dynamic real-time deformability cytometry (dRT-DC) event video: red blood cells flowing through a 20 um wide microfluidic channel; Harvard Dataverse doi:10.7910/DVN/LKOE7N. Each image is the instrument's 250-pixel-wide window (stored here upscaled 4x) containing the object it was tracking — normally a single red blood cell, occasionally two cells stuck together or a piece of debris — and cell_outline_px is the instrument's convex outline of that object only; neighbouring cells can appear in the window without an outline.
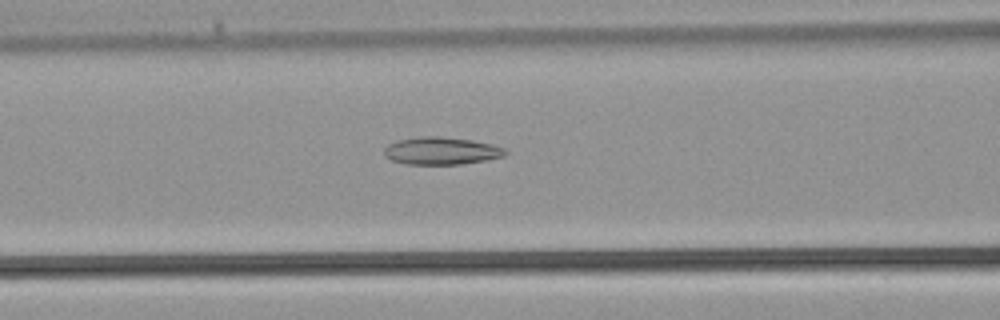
{"species": "common noctule bat (a hibernating species)", "species_latin": "Nyctalus noctula", "temperature_condition": "warm", "stored_images_in_passage": 38, "camera_frame_rate_fps": 3000, "um_per_image_px": 0.085, "animal": {"sex": "male", "body_mass_g": 21.5, "forearm_length_mm": 52.0}, "frame": {"image": 1, "passage_image": 15, "time_ms": 4.667, "image_size_px": [1000, 320], "cell_outline_px": [[508, 152], [504, 156], [488, 160], [460, 164], [408, 164], [392, 160], [384, 156], [384, 148], [388, 144], [396, 140], [420, 136], [440, 136], [472, 140], [492, 144], [504, 148]], "centroid_in_image_um": [37.51, 12.81], "position_along_channel_um": 129.1, "area_um2": 19.54}}
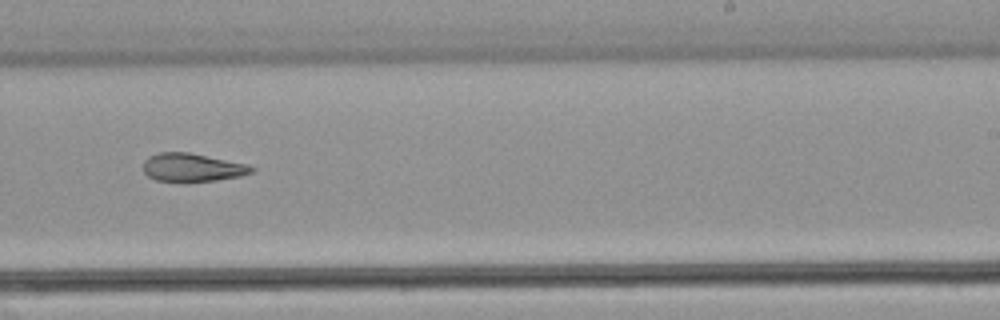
{"frame": {"image": 2, "passage_image": 23, "time_ms": 7.333, "image_size_px": [1000, 320], "cell_outline_px": [[256, 168], [252, 172], [240, 176], [216, 180], [188, 184], [184, 184], [156, 180], [148, 176], [144, 172], [144, 160], [148, 156], [160, 152], [188, 152], [248, 164]], "centroid_in_image_um": [16.32, 14.27], "position_along_channel_um": 272.7, "area_um2": 18.38}}
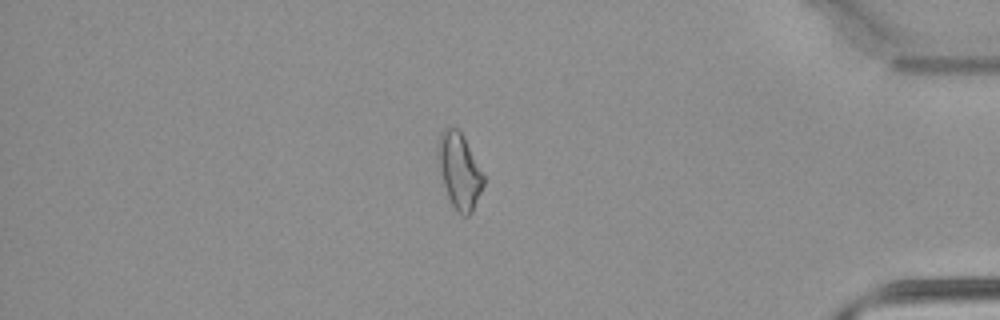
{"frame": {"image": 3, "passage_image": 32, "time_ms": 10.333, "image_size_px": [1000, 320], "cell_outline_px": [[484, 184], [472, 212], [468, 216], [464, 216], [452, 204], [448, 196], [444, 184], [440, 168], [440, 132], [444, 128], [452, 124], [464, 136], [484, 176]], "centroid_in_image_um": [39.08, 14.5], "position_along_channel_um": 396.1, "area_um2": 19.31}}